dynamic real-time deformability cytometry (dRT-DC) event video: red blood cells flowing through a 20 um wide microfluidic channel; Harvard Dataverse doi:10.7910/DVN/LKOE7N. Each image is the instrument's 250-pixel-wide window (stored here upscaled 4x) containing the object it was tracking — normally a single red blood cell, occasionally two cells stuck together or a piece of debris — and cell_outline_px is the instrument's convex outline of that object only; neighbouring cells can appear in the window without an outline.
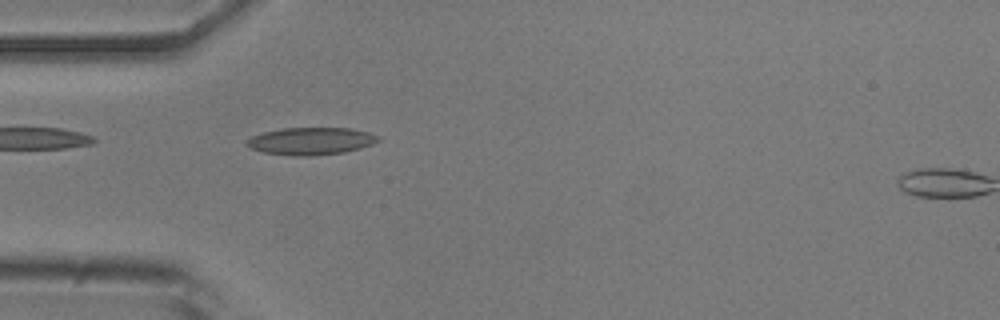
{"species": "common noctule bat (a hibernating species)", "species_latin": "Nyctalus noctula", "temperature_condition": "room temperature", "stored_images_in_passage": 5, "camera_frame_rate_fps": 3000, "um_per_image_px": 0.085, "animal": {"sex": "male", "body_mass_g": 20.5, "forearm_length_mm": 52.5}, "frame": {"image": 1, "passage_image": 4, "time_ms": 1.0, "image_size_px": [1000, 320], "cell_outline_px": [[380, 140], [372, 144], [360, 148], [344, 152], [312, 156], [292, 156], [264, 152], [248, 148], [244, 144], [252, 136], [264, 132], [280, 128], [348, 128], [368, 132], [380, 136]], "centroid_in_image_um": [26.41, 11.99], "position_along_channel_um": 58.6, "area_um2": 21.04}}